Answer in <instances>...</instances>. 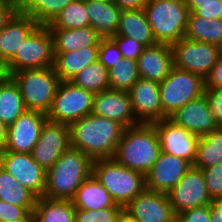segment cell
Segmentation results:
<instances>
[{"label":"cell","mask_w":222,"mask_h":222,"mask_svg":"<svg viewBox=\"0 0 222 222\" xmlns=\"http://www.w3.org/2000/svg\"><path fill=\"white\" fill-rule=\"evenodd\" d=\"M18 12L16 0H0V30H2Z\"/></svg>","instance_id":"cell-46"},{"label":"cell","mask_w":222,"mask_h":222,"mask_svg":"<svg viewBox=\"0 0 222 222\" xmlns=\"http://www.w3.org/2000/svg\"><path fill=\"white\" fill-rule=\"evenodd\" d=\"M205 96L216 121L217 128L222 129V88H205Z\"/></svg>","instance_id":"cell-42"},{"label":"cell","mask_w":222,"mask_h":222,"mask_svg":"<svg viewBox=\"0 0 222 222\" xmlns=\"http://www.w3.org/2000/svg\"><path fill=\"white\" fill-rule=\"evenodd\" d=\"M92 174L116 204L123 207L146 188L145 176L142 173L121 165L114 158L94 160Z\"/></svg>","instance_id":"cell-5"},{"label":"cell","mask_w":222,"mask_h":222,"mask_svg":"<svg viewBox=\"0 0 222 222\" xmlns=\"http://www.w3.org/2000/svg\"><path fill=\"white\" fill-rule=\"evenodd\" d=\"M19 87L25 108L47 114L61 82L53 67L27 69L10 75Z\"/></svg>","instance_id":"cell-6"},{"label":"cell","mask_w":222,"mask_h":222,"mask_svg":"<svg viewBox=\"0 0 222 222\" xmlns=\"http://www.w3.org/2000/svg\"><path fill=\"white\" fill-rule=\"evenodd\" d=\"M18 12L47 26L70 2L75 0H16Z\"/></svg>","instance_id":"cell-31"},{"label":"cell","mask_w":222,"mask_h":222,"mask_svg":"<svg viewBox=\"0 0 222 222\" xmlns=\"http://www.w3.org/2000/svg\"><path fill=\"white\" fill-rule=\"evenodd\" d=\"M90 26L102 37L115 36L122 9L109 0H85Z\"/></svg>","instance_id":"cell-23"},{"label":"cell","mask_w":222,"mask_h":222,"mask_svg":"<svg viewBox=\"0 0 222 222\" xmlns=\"http://www.w3.org/2000/svg\"><path fill=\"white\" fill-rule=\"evenodd\" d=\"M152 124L155 126L161 151L188 160L193 165L199 136L178 126L170 118Z\"/></svg>","instance_id":"cell-15"},{"label":"cell","mask_w":222,"mask_h":222,"mask_svg":"<svg viewBox=\"0 0 222 222\" xmlns=\"http://www.w3.org/2000/svg\"><path fill=\"white\" fill-rule=\"evenodd\" d=\"M205 88H222V52L219 54L211 72L205 78Z\"/></svg>","instance_id":"cell-45"},{"label":"cell","mask_w":222,"mask_h":222,"mask_svg":"<svg viewBox=\"0 0 222 222\" xmlns=\"http://www.w3.org/2000/svg\"><path fill=\"white\" fill-rule=\"evenodd\" d=\"M93 160L81 150L69 147L46 171L44 196L72 200L81 184L92 175Z\"/></svg>","instance_id":"cell-2"},{"label":"cell","mask_w":222,"mask_h":222,"mask_svg":"<svg viewBox=\"0 0 222 222\" xmlns=\"http://www.w3.org/2000/svg\"><path fill=\"white\" fill-rule=\"evenodd\" d=\"M8 126L0 120V148L3 149L7 141Z\"/></svg>","instance_id":"cell-49"},{"label":"cell","mask_w":222,"mask_h":222,"mask_svg":"<svg viewBox=\"0 0 222 222\" xmlns=\"http://www.w3.org/2000/svg\"><path fill=\"white\" fill-rule=\"evenodd\" d=\"M160 153L155 126L140 123L125 128L113 158L121 165L145 176L158 160Z\"/></svg>","instance_id":"cell-3"},{"label":"cell","mask_w":222,"mask_h":222,"mask_svg":"<svg viewBox=\"0 0 222 222\" xmlns=\"http://www.w3.org/2000/svg\"><path fill=\"white\" fill-rule=\"evenodd\" d=\"M191 167L188 160L161 151L158 160L145 175V187L155 192L168 193Z\"/></svg>","instance_id":"cell-18"},{"label":"cell","mask_w":222,"mask_h":222,"mask_svg":"<svg viewBox=\"0 0 222 222\" xmlns=\"http://www.w3.org/2000/svg\"><path fill=\"white\" fill-rule=\"evenodd\" d=\"M121 9H143L148 0H113Z\"/></svg>","instance_id":"cell-47"},{"label":"cell","mask_w":222,"mask_h":222,"mask_svg":"<svg viewBox=\"0 0 222 222\" xmlns=\"http://www.w3.org/2000/svg\"><path fill=\"white\" fill-rule=\"evenodd\" d=\"M69 147V125L47 120L37 143L33 147L31 155L47 171Z\"/></svg>","instance_id":"cell-13"},{"label":"cell","mask_w":222,"mask_h":222,"mask_svg":"<svg viewBox=\"0 0 222 222\" xmlns=\"http://www.w3.org/2000/svg\"><path fill=\"white\" fill-rule=\"evenodd\" d=\"M128 93L133 113L139 123L152 124L169 118L162 109L159 82L140 78Z\"/></svg>","instance_id":"cell-16"},{"label":"cell","mask_w":222,"mask_h":222,"mask_svg":"<svg viewBox=\"0 0 222 222\" xmlns=\"http://www.w3.org/2000/svg\"><path fill=\"white\" fill-rule=\"evenodd\" d=\"M38 26L30 16L17 12L0 30V61L6 64Z\"/></svg>","instance_id":"cell-22"},{"label":"cell","mask_w":222,"mask_h":222,"mask_svg":"<svg viewBox=\"0 0 222 222\" xmlns=\"http://www.w3.org/2000/svg\"><path fill=\"white\" fill-rule=\"evenodd\" d=\"M159 86L162 109L168 117L186 103L205 94V79L202 76L175 66Z\"/></svg>","instance_id":"cell-8"},{"label":"cell","mask_w":222,"mask_h":222,"mask_svg":"<svg viewBox=\"0 0 222 222\" xmlns=\"http://www.w3.org/2000/svg\"><path fill=\"white\" fill-rule=\"evenodd\" d=\"M201 170L212 200L222 199V163Z\"/></svg>","instance_id":"cell-39"},{"label":"cell","mask_w":222,"mask_h":222,"mask_svg":"<svg viewBox=\"0 0 222 222\" xmlns=\"http://www.w3.org/2000/svg\"><path fill=\"white\" fill-rule=\"evenodd\" d=\"M93 97V93L74 86L70 81H61L47 118L70 125L92 113Z\"/></svg>","instance_id":"cell-9"},{"label":"cell","mask_w":222,"mask_h":222,"mask_svg":"<svg viewBox=\"0 0 222 222\" xmlns=\"http://www.w3.org/2000/svg\"><path fill=\"white\" fill-rule=\"evenodd\" d=\"M122 58L121 51L111 38H102L100 40L98 60L107 70L114 67Z\"/></svg>","instance_id":"cell-40"},{"label":"cell","mask_w":222,"mask_h":222,"mask_svg":"<svg viewBox=\"0 0 222 222\" xmlns=\"http://www.w3.org/2000/svg\"><path fill=\"white\" fill-rule=\"evenodd\" d=\"M222 163V129L199 137L194 167L205 169Z\"/></svg>","instance_id":"cell-33"},{"label":"cell","mask_w":222,"mask_h":222,"mask_svg":"<svg viewBox=\"0 0 222 222\" xmlns=\"http://www.w3.org/2000/svg\"><path fill=\"white\" fill-rule=\"evenodd\" d=\"M47 120L43 112L26 110L8 126L7 141L1 151L31 153Z\"/></svg>","instance_id":"cell-14"},{"label":"cell","mask_w":222,"mask_h":222,"mask_svg":"<svg viewBox=\"0 0 222 222\" xmlns=\"http://www.w3.org/2000/svg\"><path fill=\"white\" fill-rule=\"evenodd\" d=\"M111 39L118 46L124 59L138 60L139 56L142 54L143 49L145 48L142 43L137 42L130 37L115 35L112 36Z\"/></svg>","instance_id":"cell-41"},{"label":"cell","mask_w":222,"mask_h":222,"mask_svg":"<svg viewBox=\"0 0 222 222\" xmlns=\"http://www.w3.org/2000/svg\"><path fill=\"white\" fill-rule=\"evenodd\" d=\"M54 52H69L88 46H99L102 37L91 27L77 29H49Z\"/></svg>","instance_id":"cell-27"},{"label":"cell","mask_w":222,"mask_h":222,"mask_svg":"<svg viewBox=\"0 0 222 222\" xmlns=\"http://www.w3.org/2000/svg\"><path fill=\"white\" fill-rule=\"evenodd\" d=\"M0 166L38 198L44 196L46 170L33 159L31 153L1 151Z\"/></svg>","instance_id":"cell-12"},{"label":"cell","mask_w":222,"mask_h":222,"mask_svg":"<svg viewBox=\"0 0 222 222\" xmlns=\"http://www.w3.org/2000/svg\"><path fill=\"white\" fill-rule=\"evenodd\" d=\"M92 114L116 121L125 128L140 124L133 113L128 91L107 89L94 94Z\"/></svg>","instance_id":"cell-19"},{"label":"cell","mask_w":222,"mask_h":222,"mask_svg":"<svg viewBox=\"0 0 222 222\" xmlns=\"http://www.w3.org/2000/svg\"><path fill=\"white\" fill-rule=\"evenodd\" d=\"M54 66L61 81H70L78 72L98 60L99 46L69 52H54Z\"/></svg>","instance_id":"cell-24"},{"label":"cell","mask_w":222,"mask_h":222,"mask_svg":"<svg viewBox=\"0 0 222 222\" xmlns=\"http://www.w3.org/2000/svg\"><path fill=\"white\" fill-rule=\"evenodd\" d=\"M70 146L93 161L113 158L125 127L105 117L89 114L69 125Z\"/></svg>","instance_id":"cell-1"},{"label":"cell","mask_w":222,"mask_h":222,"mask_svg":"<svg viewBox=\"0 0 222 222\" xmlns=\"http://www.w3.org/2000/svg\"><path fill=\"white\" fill-rule=\"evenodd\" d=\"M124 210L139 222H176L167 193L146 188Z\"/></svg>","instance_id":"cell-17"},{"label":"cell","mask_w":222,"mask_h":222,"mask_svg":"<svg viewBox=\"0 0 222 222\" xmlns=\"http://www.w3.org/2000/svg\"><path fill=\"white\" fill-rule=\"evenodd\" d=\"M143 9L157 43L172 45L184 38L189 16L185 0H148Z\"/></svg>","instance_id":"cell-4"},{"label":"cell","mask_w":222,"mask_h":222,"mask_svg":"<svg viewBox=\"0 0 222 222\" xmlns=\"http://www.w3.org/2000/svg\"><path fill=\"white\" fill-rule=\"evenodd\" d=\"M184 38L222 47V19L203 18L189 13Z\"/></svg>","instance_id":"cell-28"},{"label":"cell","mask_w":222,"mask_h":222,"mask_svg":"<svg viewBox=\"0 0 222 222\" xmlns=\"http://www.w3.org/2000/svg\"><path fill=\"white\" fill-rule=\"evenodd\" d=\"M124 207H110L101 210L75 209V222H117Z\"/></svg>","instance_id":"cell-37"},{"label":"cell","mask_w":222,"mask_h":222,"mask_svg":"<svg viewBox=\"0 0 222 222\" xmlns=\"http://www.w3.org/2000/svg\"><path fill=\"white\" fill-rule=\"evenodd\" d=\"M137 65L140 78L162 82L174 67L171 45L156 43L145 47Z\"/></svg>","instance_id":"cell-21"},{"label":"cell","mask_w":222,"mask_h":222,"mask_svg":"<svg viewBox=\"0 0 222 222\" xmlns=\"http://www.w3.org/2000/svg\"><path fill=\"white\" fill-rule=\"evenodd\" d=\"M110 89L129 91L140 79L137 60L120 59L108 70Z\"/></svg>","instance_id":"cell-36"},{"label":"cell","mask_w":222,"mask_h":222,"mask_svg":"<svg viewBox=\"0 0 222 222\" xmlns=\"http://www.w3.org/2000/svg\"><path fill=\"white\" fill-rule=\"evenodd\" d=\"M176 222H211L210 205L187 209L176 215Z\"/></svg>","instance_id":"cell-44"},{"label":"cell","mask_w":222,"mask_h":222,"mask_svg":"<svg viewBox=\"0 0 222 222\" xmlns=\"http://www.w3.org/2000/svg\"><path fill=\"white\" fill-rule=\"evenodd\" d=\"M116 35L130 37L145 47L157 43L144 9H122Z\"/></svg>","instance_id":"cell-26"},{"label":"cell","mask_w":222,"mask_h":222,"mask_svg":"<svg viewBox=\"0 0 222 222\" xmlns=\"http://www.w3.org/2000/svg\"><path fill=\"white\" fill-rule=\"evenodd\" d=\"M176 68L202 76L209 75L215 65L221 48L214 44L199 42L187 38L171 45Z\"/></svg>","instance_id":"cell-10"},{"label":"cell","mask_w":222,"mask_h":222,"mask_svg":"<svg viewBox=\"0 0 222 222\" xmlns=\"http://www.w3.org/2000/svg\"><path fill=\"white\" fill-rule=\"evenodd\" d=\"M117 222H139L137 219L133 218L125 210L120 214Z\"/></svg>","instance_id":"cell-50"},{"label":"cell","mask_w":222,"mask_h":222,"mask_svg":"<svg viewBox=\"0 0 222 222\" xmlns=\"http://www.w3.org/2000/svg\"><path fill=\"white\" fill-rule=\"evenodd\" d=\"M37 196L0 166V200L18 207H35Z\"/></svg>","instance_id":"cell-32"},{"label":"cell","mask_w":222,"mask_h":222,"mask_svg":"<svg viewBox=\"0 0 222 222\" xmlns=\"http://www.w3.org/2000/svg\"><path fill=\"white\" fill-rule=\"evenodd\" d=\"M90 26L85 0L70 2L54 20L47 25L49 29H77Z\"/></svg>","instance_id":"cell-35"},{"label":"cell","mask_w":222,"mask_h":222,"mask_svg":"<svg viewBox=\"0 0 222 222\" xmlns=\"http://www.w3.org/2000/svg\"><path fill=\"white\" fill-rule=\"evenodd\" d=\"M211 222H222V199L213 200L210 204Z\"/></svg>","instance_id":"cell-48"},{"label":"cell","mask_w":222,"mask_h":222,"mask_svg":"<svg viewBox=\"0 0 222 222\" xmlns=\"http://www.w3.org/2000/svg\"><path fill=\"white\" fill-rule=\"evenodd\" d=\"M11 222H35L34 212H29L24 218H20Z\"/></svg>","instance_id":"cell-52"},{"label":"cell","mask_w":222,"mask_h":222,"mask_svg":"<svg viewBox=\"0 0 222 222\" xmlns=\"http://www.w3.org/2000/svg\"><path fill=\"white\" fill-rule=\"evenodd\" d=\"M72 203L75 209L101 210L110 207H123L112 199L109 192L92 174L77 189Z\"/></svg>","instance_id":"cell-25"},{"label":"cell","mask_w":222,"mask_h":222,"mask_svg":"<svg viewBox=\"0 0 222 222\" xmlns=\"http://www.w3.org/2000/svg\"><path fill=\"white\" fill-rule=\"evenodd\" d=\"M53 37L47 26L39 25L6 63L8 75L27 70L54 66Z\"/></svg>","instance_id":"cell-7"},{"label":"cell","mask_w":222,"mask_h":222,"mask_svg":"<svg viewBox=\"0 0 222 222\" xmlns=\"http://www.w3.org/2000/svg\"><path fill=\"white\" fill-rule=\"evenodd\" d=\"M8 72L6 69V64L0 61V84L8 77Z\"/></svg>","instance_id":"cell-51"},{"label":"cell","mask_w":222,"mask_h":222,"mask_svg":"<svg viewBox=\"0 0 222 222\" xmlns=\"http://www.w3.org/2000/svg\"><path fill=\"white\" fill-rule=\"evenodd\" d=\"M169 118L178 126L199 137L217 129L205 94L186 103Z\"/></svg>","instance_id":"cell-20"},{"label":"cell","mask_w":222,"mask_h":222,"mask_svg":"<svg viewBox=\"0 0 222 222\" xmlns=\"http://www.w3.org/2000/svg\"><path fill=\"white\" fill-rule=\"evenodd\" d=\"M35 207H18L0 200V222H11L24 218Z\"/></svg>","instance_id":"cell-43"},{"label":"cell","mask_w":222,"mask_h":222,"mask_svg":"<svg viewBox=\"0 0 222 222\" xmlns=\"http://www.w3.org/2000/svg\"><path fill=\"white\" fill-rule=\"evenodd\" d=\"M189 13L199 17L222 19V0H185Z\"/></svg>","instance_id":"cell-38"},{"label":"cell","mask_w":222,"mask_h":222,"mask_svg":"<svg viewBox=\"0 0 222 222\" xmlns=\"http://www.w3.org/2000/svg\"><path fill=\"white\" fill-rule=\"evenodd\" d=\"M33 212L35 222H75L72 200L39 197Z\"/></svg>","instance_id":"cell-29"},{"label":"cell","mask_w":222,"mask_h":222,"mask_svg":"<svg viewBox=\"0 0 222 222\" xmlns=\"http://www.w3.org/2000/svg\"><path fill=\"white\" fill-rule=\"evenodd\" d=\"M70 82L93 94L110 89L108 70L99 60L78 72Z\"/></svg>","instance_id":"cell-34"},{"label":"cell","mask_w":222,"mask_h":222,"mask_svg":"<svg viewBox=\"0 0 222 222\" xmlns=\"http://www.w3.org/2000/svg\"><path fill=\"white\" fill-rule=\"evenodd\" d=\"M26 110L19 87L15 81L8 76L0 84V120L9 126Z\"/></svg>","instance_id":"cell-30"},{"label":"cell","mask_w":222,"mask_h":222,"mask_svg":"<svg viewBox=\"0 0 222 222\" xmlns=\"http://www.w3.org/2000/svg\"><path fill=\"white\" fill-rule=\"evenodd\" d=\"M167 195L176 215L187 209L210 205L213 201L202 170L193 165Z\"/></svg>","instance_id":"cell-11"}]
</instances>
